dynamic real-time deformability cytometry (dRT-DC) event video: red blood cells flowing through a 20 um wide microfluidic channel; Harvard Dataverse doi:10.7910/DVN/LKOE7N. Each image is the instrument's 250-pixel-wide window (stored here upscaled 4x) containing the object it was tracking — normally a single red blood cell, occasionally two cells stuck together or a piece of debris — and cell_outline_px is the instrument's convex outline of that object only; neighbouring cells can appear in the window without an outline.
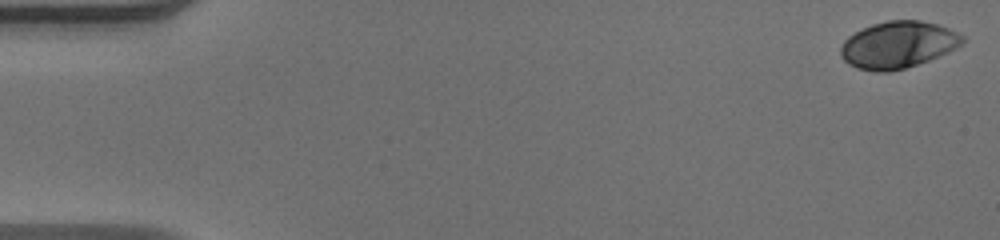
{"species": "human", "species_latin": "Homo sapiens", "temperature_condition": "warm", "stored_images_in_passage": 50, "camera_frame_rate_fps": 3000, "um_per_image_px": 0.085, "donor": {"sex": "male"}, "frame": {"image": 1, "passage_image": 1, "time_ms": 0.0, "image_size_px": [1000, 240], "cell_outline_px": [[964, 40], [956, 48], [948, 52], [928, 60], [904, 68], [888, 72], [872, 72], [856, 68], [848, 64], [840, 56], [840, 48], [844, 40], [848, 36], [872, 24], [888, 20], [920, 20], [936, 24], [948, 28], [964, 36]], "centroid_in_image_um": [76.29, 3.81], "position_along_channel_um": 8.7, "area_um2": 33.18}}
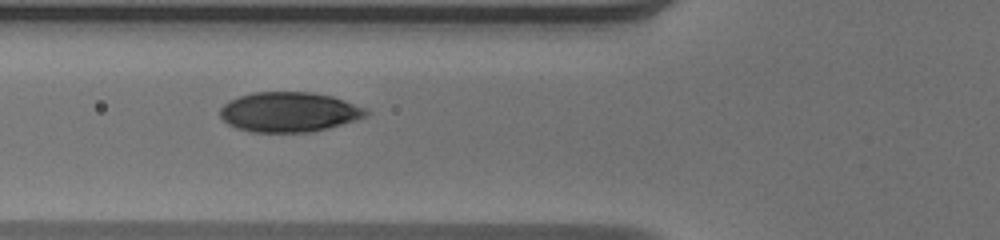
{"frame": {"image": 2, "passage_image": 19, "time_ms": 6.0, "image_size_px": [1000, 240], "cell_outline_px": [[368, 116], [356, 120], [328, 128], [312, 132], [252, 132], [236, 128], [228, 124], [220, 116], [220, 108], [228, 100], [252, 92], [312, 92], [332, 96], [344, 100], [364, 108], [368, 112]], "centroid_in_image_um": [24.55, 9.52], "position_along_channel_um": 101.2, "area_um2": 33.99}}
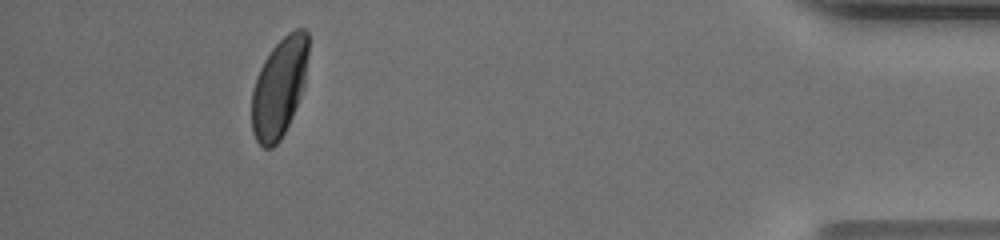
{"frame": {"image": 3, "passage_image": 46, "time_ms": 15.0, "image_size_px": [1000, 240], "cell_outline_px": [[308, 52], [304, 88], [292, 116], [280, 140], [272, 148], [264, 148], [256, 140], [252, 132], [252, 92], [260, 68], [264, 60], [272, 48], [288, 32], [296, 28], [304, 28], [308, 32]], "centroid_in_image_um": [23.75, 7.42], "position_along_channel_um": 411.5, "area_um2": 32.66}, "authors_computed_cell_mechanics": {"area_um2": 33.4662, "velocity_mm_per_s": 4.1003, "shape_relaxation_time_tau1_ms": 2.921, "shape_relaxation_time_tau2_ms": null, "deformation_change_tau1": 0.1553, "deformation_change_tau2": null}}